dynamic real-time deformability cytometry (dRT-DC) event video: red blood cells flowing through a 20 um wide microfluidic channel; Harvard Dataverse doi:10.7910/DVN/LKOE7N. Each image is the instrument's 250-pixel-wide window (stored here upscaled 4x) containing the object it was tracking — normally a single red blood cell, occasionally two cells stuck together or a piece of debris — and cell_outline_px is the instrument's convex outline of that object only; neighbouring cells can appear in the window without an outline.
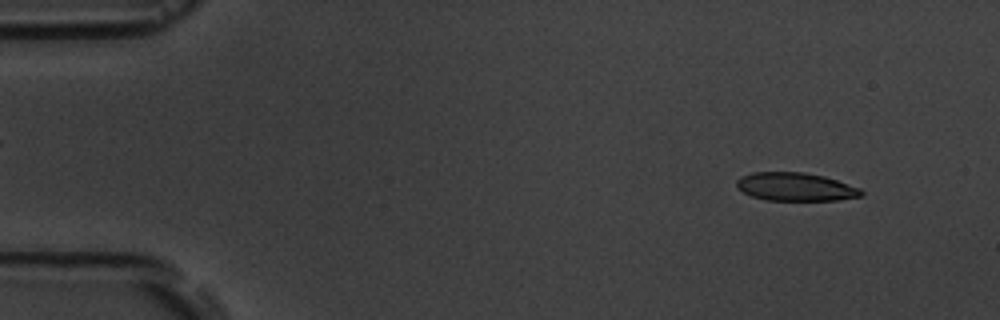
{"species": "common noctule bat (a hibernating species)", "species_latin": "Nyctalus noctula", "temperature_condition": "room temperature", "stored_images_in_passage": 5, "segment_of_instrument_passage": [2, 2], "camera_frame_rate_fps": 3000, "um_per_image_px": 0.085, "animal": {"sex": "male", "body_mass_g": 19.5, "forearm_length_mm": 54.6}, "frame": {"image": 1, "passage_image": 5, "time_ms": 6.333, "image_size_px": [1000, 320], "cell_outline_px": [[864, 196], [836, 200], [768, 200], [752, 196], [736, 188], [736, 180], [740, 176], [752, 172], [804, 172], [824, 176], [860, 188], [864, 192]], "centroid_in_image_um": [67.61, 15.87], "position_along_channel_um": 17.4, "area_um2": 20.58}}